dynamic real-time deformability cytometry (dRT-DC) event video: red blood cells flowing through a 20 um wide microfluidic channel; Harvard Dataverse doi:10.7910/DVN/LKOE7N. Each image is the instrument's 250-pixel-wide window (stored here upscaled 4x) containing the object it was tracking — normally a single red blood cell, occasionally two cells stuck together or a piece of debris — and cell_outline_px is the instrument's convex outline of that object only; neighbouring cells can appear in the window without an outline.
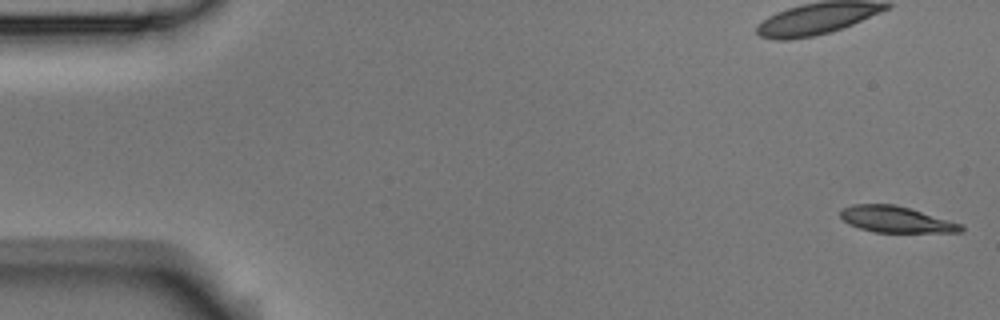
{"species": "Egyptian fruit bat (a non-hibernating species)", "species_latin": "Rousettus aegyptiacus", "temperature_condition": "room temperature", "stored_images_in_passage": 53, "camera_frame_rate_fps": 3000, "um_per_image_px": 0.085, "animal": {"sex": "male"}, "frame": {"image": 1, "passage_image": 1, "time_ms": 0.0, "image_size_px": [1000, 320], "cell_outline_px": [[964, 228], [960, 232], [872, 232], [848, 224], [840, 216], [840, 208], [852, 204], [892, 204], [908, 208], [964, 224]], "centroid_in_image_um": [76.13, 18.65], "position_along_channel_um": 8.9, "area_um2": 18.38}}
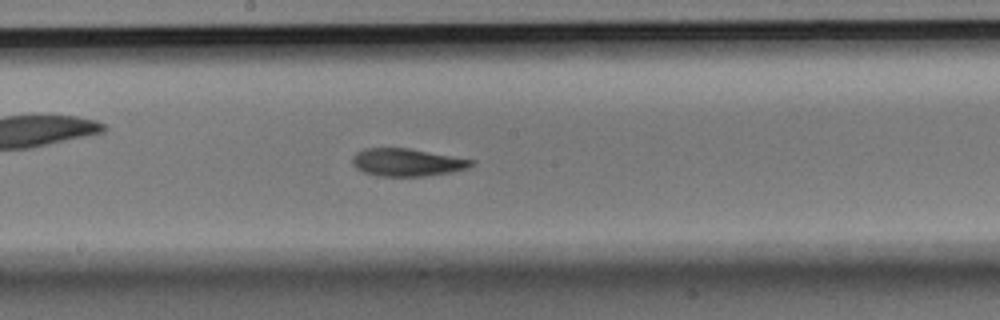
{"frame": {"image": 2, "passage_image": 28, "time_ms": 9.0, "image_size_px": [1000, 320], "cell_outline_px": [[476, 164], [468, 168], [452, 172], [424, 176], [376, 176], [364, 172], [356, 168], [352, 164], [352, 156], [356, 152], [364, 148], [408, 148], [476, 160]], "centroid_in_image_um": [34.61, 13.8], "position_along_channel_um": 213.6, "area_um2": 19.36}}
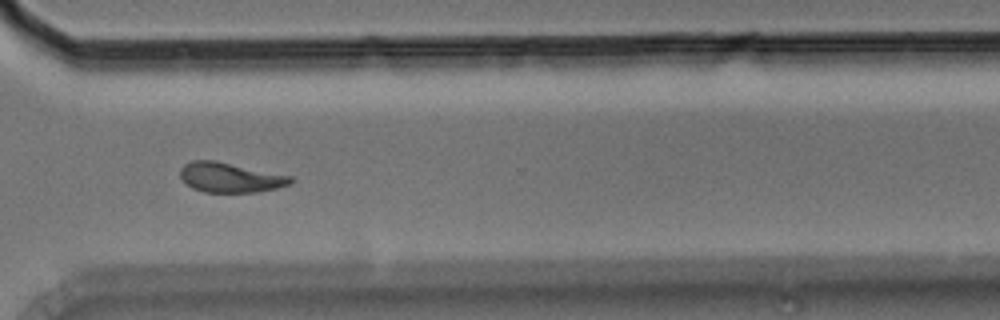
{"frame": {"image": 3, "passage_image": 39, "time_ms": 12.667, "image_size_px": [1000, 320], "cell_outline_px": [[292, 184], [276, 188], [256, 192], [204, 192], [192, 188], [180, 176], [180, 168], [184, 164], [192, 160], [212, 160], [292, 176]], "centroid_in_image_um": [19.55, 15.09], "position_along_channel_um": 351.0, "area_um2": 18.96}, "authors_computed_cell_mechanics": {"area_um2": 19.2474, "velocity_mm_per_s": 3.7596, "shape_relaxation_time_tau1_ms": 3.4252, "shape_relaxation_time_tau2_ms": 8.7622, "deformation_change_tau1": 0.1422, "deformation_change_tau2": 0.156}}